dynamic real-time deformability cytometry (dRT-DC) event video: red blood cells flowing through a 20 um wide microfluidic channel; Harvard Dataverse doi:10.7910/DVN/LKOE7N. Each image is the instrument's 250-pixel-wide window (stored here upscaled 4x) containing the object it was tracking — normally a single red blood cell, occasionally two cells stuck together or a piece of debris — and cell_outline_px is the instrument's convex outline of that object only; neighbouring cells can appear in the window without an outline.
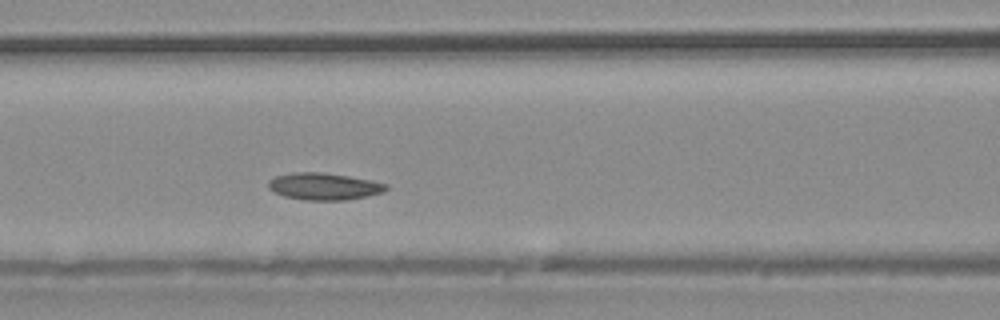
{"species": "common noctule bat (a hibernating species)", "species_latin": "Nyctalus noctula", "temperature_condition": "warm", "stored_images_in_passage": 32, "camera_frame_rate_fps": 3000, "um_per_image_px": 0.085, "animal": {"sex": "male", "body_mass_g": 20.4}, "frame": {"image": 1, "passage_image": 10, "time_ms": 3.0, "image_size_px": [1000, 320], "cell_outline_px": [[388, 188], [384, 192], [344, 200], [304, 200], [284, 196], [268, 188], [268, 180], [276, 176], [292, 172], [320, 172], [348, 176], [372, 180], [388, 184]], "centroid_in_image_um": [27.53, 15.83], "position_along_channel_um": 139.1, "area_um2": 18.44}}